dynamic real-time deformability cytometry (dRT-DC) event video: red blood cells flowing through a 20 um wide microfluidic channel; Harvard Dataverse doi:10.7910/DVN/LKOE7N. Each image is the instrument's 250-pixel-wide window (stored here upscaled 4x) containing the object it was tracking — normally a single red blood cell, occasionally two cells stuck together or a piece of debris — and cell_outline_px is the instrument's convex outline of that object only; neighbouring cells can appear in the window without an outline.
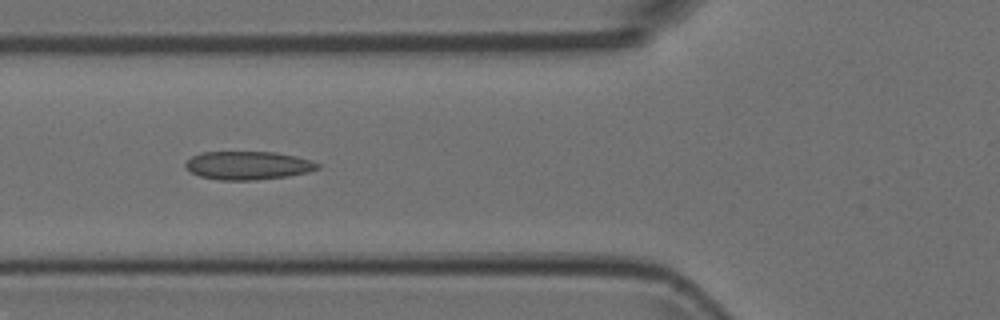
{"species": "Egyptian fruit bat (a non-hibernating species)", "species_latin": "Rousettus aegyptiacus", "temperature_condition": "room temperature", "stored_images_in_passage": 10, "camera_frame_rate_fps": 3000, "um_per_image_px": 0.085, "animal": {"sex": "female"}, "frame": {"image": 1, "passage_image": 6, "time_ms": 1.667, "image_size_px": [1000, 320], "cell_outline_px": [[320, 168], [308, 172], [288, 176], [256, 180], [220, 180], [200, 176], [184, 168], [184, 164], [192, 156], [200, 152], [276, 152], [296, 156], [312, 160], [320, 164]], "centroid_in_image_um": [21.09, 14.06], "position_along_channel_um": 104.7, "area_um2": 21.96}}
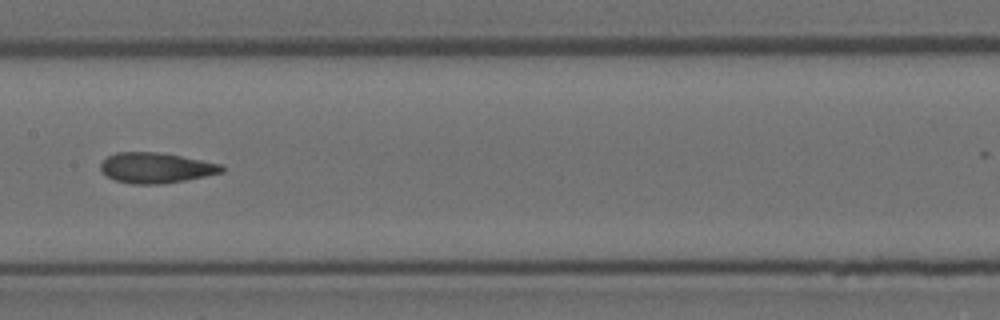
{"frame": {"image": 2, "passage_image": 8, "time_ms": 2.333, "image_size_px": [1000, 320], "cell_outline_px": [[224, 172], [164, 184], [132, 184], [116, 180], [108, 176], [100, 168], [100, 164], [108, 156], [116, 152], [156, 152], [180, 156], [220, 164], [224, 168]], "centroid_in_image_um": [13.24, 14.27], "position_along_channel_um": 194.2, "area_um2": 21.15}}
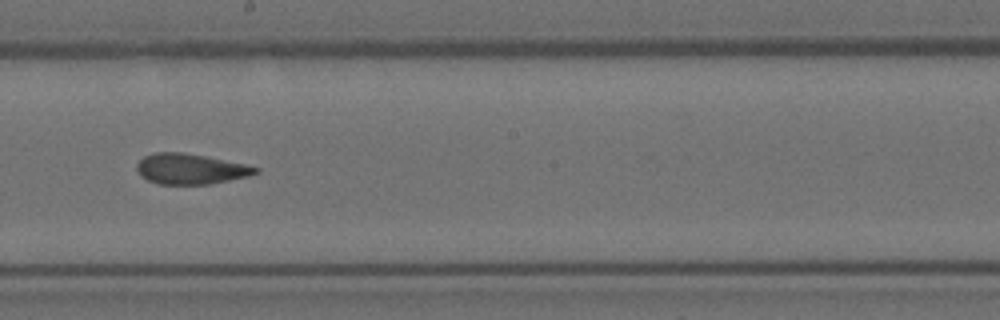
{"frame": {"image": 3, "passage_image": 9, "time_ms": 2.667, "image_size_px": [1000, 320], "cell_outline_px": [[260, 172], [248, 176], [208, 184], [160, 184], [148, 180], [140, 176], [136, 168], [136, 164], [144, 156], [156, 152], [184, 152], [244, 164], [260, 168]], "centroid_in_image_um": [16.17, 14.35], "position_along_channel_um": 232.0, "area_um2": 20.92}}